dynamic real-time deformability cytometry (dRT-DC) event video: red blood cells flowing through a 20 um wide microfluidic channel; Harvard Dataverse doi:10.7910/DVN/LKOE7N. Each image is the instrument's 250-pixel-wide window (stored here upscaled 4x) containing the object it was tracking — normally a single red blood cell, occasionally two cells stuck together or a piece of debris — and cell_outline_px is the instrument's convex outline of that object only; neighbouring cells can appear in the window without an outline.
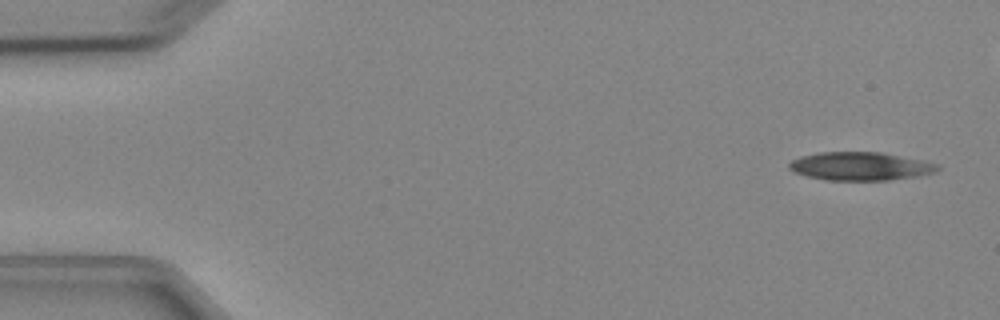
{"species": "Egyptian fruit bat (a non-hibernating species)", "species_latin": "Rousettus aegyptiacus", "temperature_condition": "cold", "stored_images_in_passage": 5, "camera_frame_rate_fps": 3000, "um_per_image_px": 0.085, "animal": {"sex": "female"}, "frame": {"image": 1, "passage_image": 1, "time_ms": 0.0, "image_size_px": [1000, 320], "cell_outline_px": [[940, 168], [936, 172], [916, 176], [888, 180], [824, 180], [808, 176], [796, 172], [788, 168], [788, 164], [792, 160], [800, 156], [820, 152], [880, 152], [924, 160], [940, 164]], "centroid_in_image_um": [73.15, 14.12], "position_along_channel_um": 11.8, "area_um2": 24.51}}